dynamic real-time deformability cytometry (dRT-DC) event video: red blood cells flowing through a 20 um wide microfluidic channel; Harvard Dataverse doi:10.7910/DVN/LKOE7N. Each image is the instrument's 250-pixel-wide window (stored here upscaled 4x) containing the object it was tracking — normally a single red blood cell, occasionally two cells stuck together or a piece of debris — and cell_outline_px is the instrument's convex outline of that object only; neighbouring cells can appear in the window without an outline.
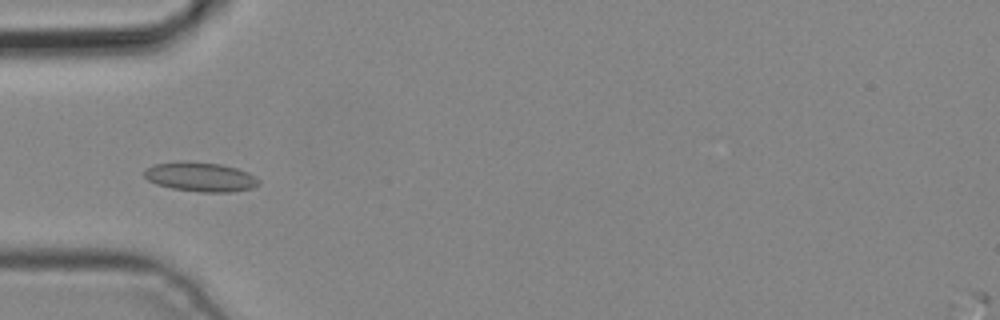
{"species": "common noctule bat (a hibernating species)", "species_latin": "Nyctalus noctula", "temperature_condition": "cold", "stored_images_in_passage": 3, "camera_frame_rate_fps": 3000, "um_per_image_px": 0.085, "animal": {"sex": "male", "body_mass_g": 19.2, "forearm_length_mm": 51.8}, "frame": {"image": 1, "passage_image": 3, "time_ms": 0.667, "image_size_px": [1000, 320], "cell_outline_px": [[260, 184], [252, 188], [232, 192], [200, 192], [172, 188], [156, 184], [148, 180], [144, 176], [144, 168], [152, 164], [172, 160], [184, 160], [220, 164], [236, 168], [248, 172], [256, 176], [260, 180]], "centroid_in_image_um": [17.0, 15.01], "position_along_channel_um": 68.0, "area_um2": 20.06}}